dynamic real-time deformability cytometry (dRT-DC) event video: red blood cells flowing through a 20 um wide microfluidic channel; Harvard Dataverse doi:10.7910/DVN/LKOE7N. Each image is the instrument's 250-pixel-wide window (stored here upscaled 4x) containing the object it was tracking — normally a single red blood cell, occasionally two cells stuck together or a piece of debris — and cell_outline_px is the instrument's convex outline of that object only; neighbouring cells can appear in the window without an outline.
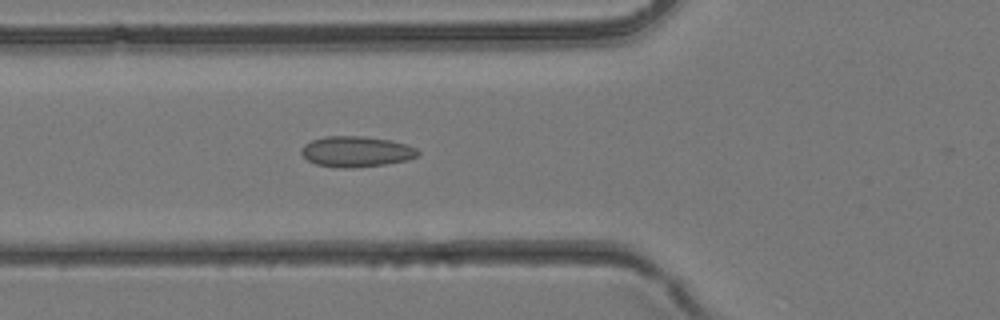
{"species": "common noctule bat (a hibernating species)", "species_latin": "Nyctalus noctula", "temperature_condition": "room temperature", "stored_images_in_passage": 29, "camera_frame_rate_fps": 3000, "um_per_image_px": 0.085, "animal": {"sex": "female", "body_mass_g": 24.6, "forearm_length_mm": 56.2}, "frame": {"image": 1, "passage_image": 5, "time_ms": 1.333, "image_size_px": [1000, 320], "cell_outline_px": [[420, 152], [416, 156], [408, 160], [384, 164], [352, 168], [340, 168], [316, 164], [308, 160], [300, 152], [300, 148], [304, 144], [312, 140], [324, 136], [364, 136], [388, 140], [404, 144], [416, 148]], "centroid_in_image_um": [30.24, 12.88], "position_along_channel_um": 95.6, "area_um2": 20.75}}
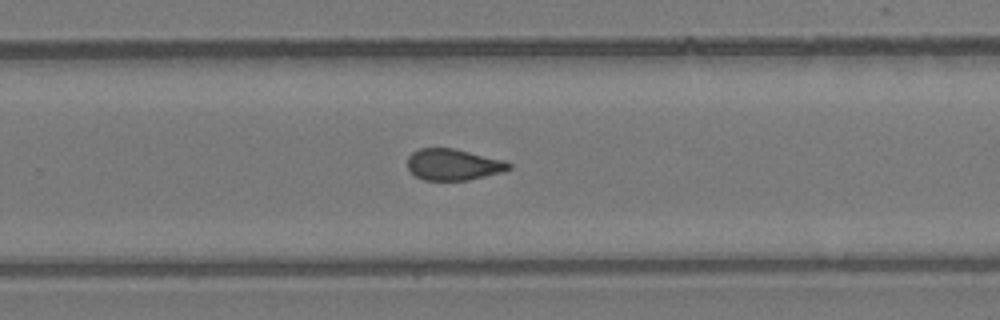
{"frame": {"image": 2, "passage_image": 16, "time_ms": 5.0, "image_size_px": [1000, 320], "cell_outline_px": [[512, 168], [504, 172], [468, 180], [424, 180], [416, 176], [408, 168], [408, 156], [412, 152], [420, 148], [452, 148], [504, 160], [512, 164]], "centroid_in_image_um": [38.55, 13.99], "position_along_channel_um": 291.2, "area_um2": 18.5}}
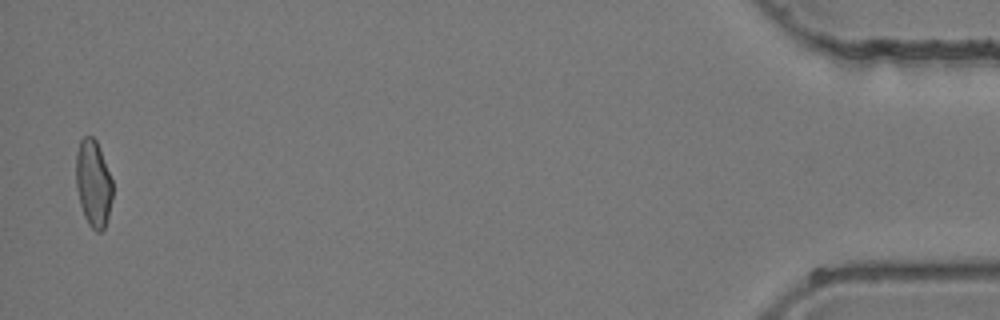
{"frame": {"image": 3, "passage_image": 29, "time_ms": 9.333, "image_size_px": [1000, 320], "cell_outline_px": [[112, 196], [108, 216], [104, 228], [100, 232], [96, 232], [88, 224], [84, 216], [80, 204], [76, 188], [76, 152], [80, 140], [84, 136], [92, 136], [96, 140], [112, 180]], "centroid_in_image_um": [7.91, 15.59], "position_along_channel_um": 427.3, "area_um2": 18.44}}